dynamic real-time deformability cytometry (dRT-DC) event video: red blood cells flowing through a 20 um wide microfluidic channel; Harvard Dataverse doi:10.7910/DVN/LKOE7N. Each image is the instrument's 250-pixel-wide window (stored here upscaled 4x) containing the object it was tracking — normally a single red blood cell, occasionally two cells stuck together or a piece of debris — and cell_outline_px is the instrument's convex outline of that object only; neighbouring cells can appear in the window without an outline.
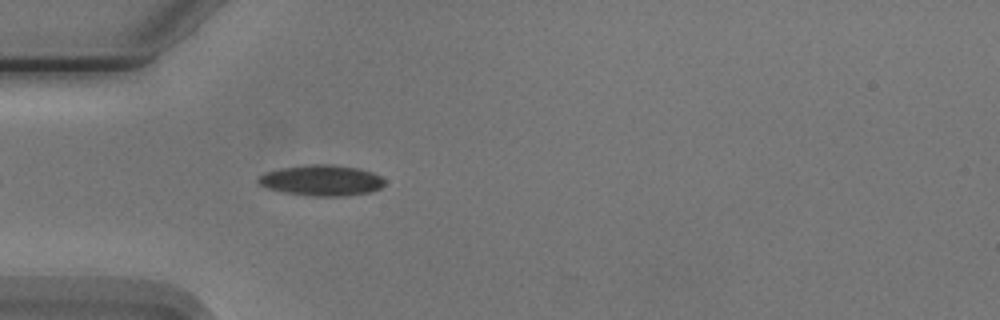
{"species": "Egyptian fruit bat (a non-hibernating species)", "species_latin": "Rousettus aegyptiacus", "temperature_condition": "cold", "stored_images_in_passage": 25, "camera_frame_rate_fps": 3000, "um_per_image_px": 0.085, "animal": {"sex": "male"}, "frame": {"image": 1, "passage_image": 5, "time_ms": 1.333, "image_size_px": [1000, 320], "cell_outline_px": [[384, 184], [380, 188], [368, 192], [344, 196], [312, 196], [284, 192], [268, 188], [260, 184], [256, 180], [256, 176], [264, 172], [280, 168], [308, 164], [332, 164], [360, 168], [372, 172], [380, 176], [384, 180]], "centroid_in_image_um": [27.3, 15.31], "position_along_channel_um": 57.7, "area_um2": 22.77}}
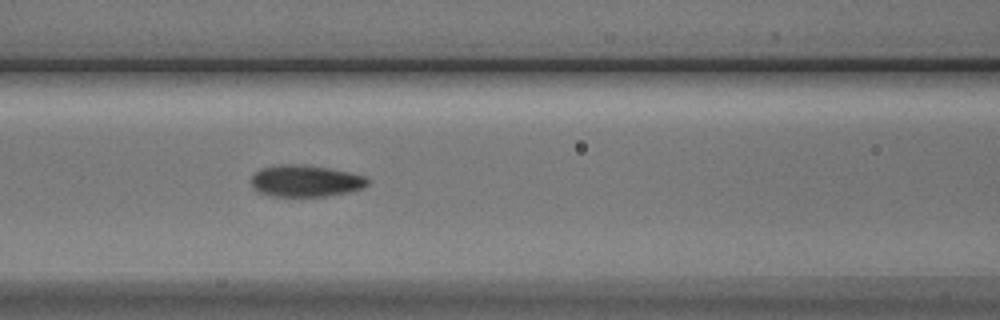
{"frame": {"image": 2, "passage_image": 12, "time_ms": 3.667, "image_size_px": [1000, 320], "cell_outline_px": [[368, 184], [364, 188], [348, 192], [328, 196], [272, 196], [260, 192], [252, 188], [252, 176], [260, 168], [280, 164], [304, 164], [328, 168], [348, 172], [364, 176], [368, 180]], "centroid_in_image_um": [25.96, 15.37], "position_along_channel_um": 140.6, "area_um2": 21.5}}
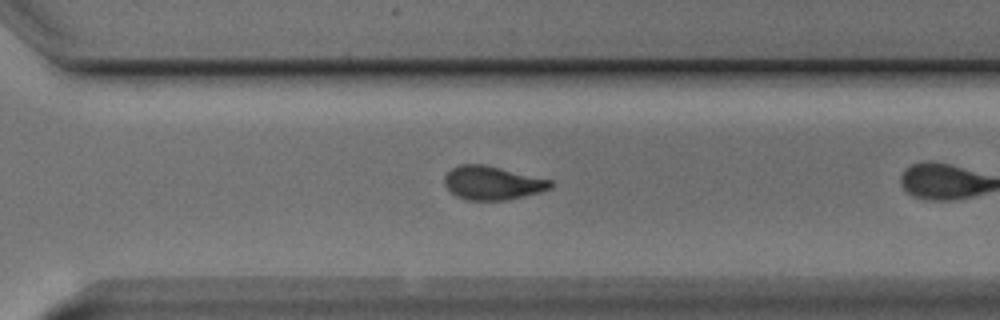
{"frame": {"image": 3, "passage_image": 24, "time_ms": 7.667, "image_size_px": [1000, 320], "cell_outline_px": [[552, 188], [540, 192], [508, 200], [464, 200], [456, 196], [444, 184], [444, 176], [452, 168], [460, 164], [484, 164], [552, 180]], "centroid_in_image_um": [41.85, 15.55], "position_along_channel_um": 328.8, "area_um2": 20.81}}